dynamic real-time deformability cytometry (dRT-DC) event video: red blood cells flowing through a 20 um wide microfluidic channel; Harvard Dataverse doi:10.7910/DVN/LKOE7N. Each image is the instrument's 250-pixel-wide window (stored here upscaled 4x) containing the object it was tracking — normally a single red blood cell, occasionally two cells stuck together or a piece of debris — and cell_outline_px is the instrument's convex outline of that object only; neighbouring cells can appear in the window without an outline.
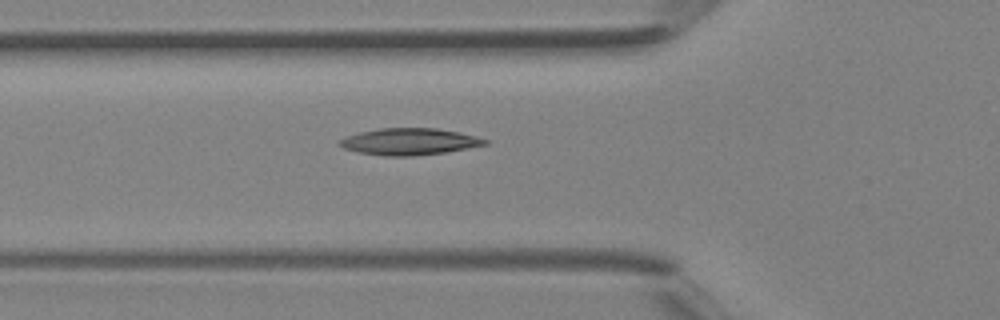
{"species": "Egyptian fruit bat (a non-hibernating species)", "species_latin": "Rousettus aegyptiacus", "temperature_condition": "room temperature", "stored_images_in_passage": 30, "segment_of_instrument_passage": [1, 2], "camera_frame_rate_fps": 3000, "um_per_image_px": 0.085, "animal": {"sex": "female"}, "frame": {"image": 1, "passage_image": 2, "time_ms": 0.333, "image_size_px": [1000, 320], "cell_outline_px": [[488, 144], [468, 148], [444, 152], [412, 156], [384, 156], [360, 152], [344, 148], [340, 144], [340, 140], [348, 136], [360, 132], [380, 128], [436, 128], [460, 132], [476, 136], [488, 140]], "centroid_in_image_um": [34.84, 12.03], "position_along_channel_um": 91.0, "area_um2": 22.37}}
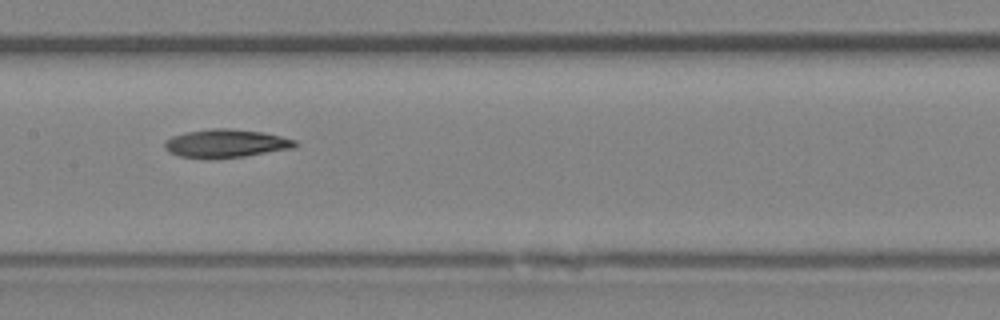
{"frame": {"image": 2, "passage_image": 8, "time_ms": 2.333, "image_size_px": [1000, 320], "cell_outline_px": [[300, 144], [292, 148], [244, 156], [216, 160], [212, 160], [180, 156], [168, 152], [164, 148], [164, 140], [172, 136], [184, 132], [212, 128], [228, 128], [264, 132], [296, 140]], "centroid_in_image_um": [19.16, 12.2], "position_along_channel_um": 188.2, "area_um2": 21.91}}
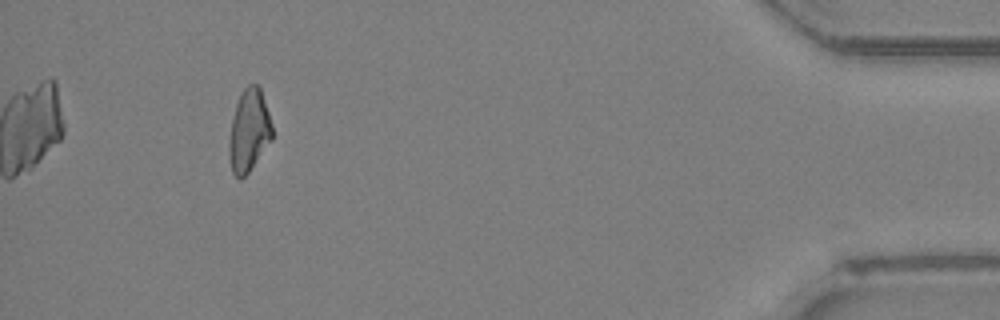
{"frame": {"image": 3, "passage_image": 26, "time_ms": 8.333, "image_size_px": [1000, 320], "cell_outline_px": [[272, 140], [248, 172], [240, 180], [232, 172], [228, 152], [228, 144], [232, 120], [236, 104], [244, 88], [248, 84], [256, 84], [260, 88], [272, 124]], "centroid_in_image_um": [21.16, 11.12], "position_along_channel_um": 414.0, "area_um2": 20.46}}